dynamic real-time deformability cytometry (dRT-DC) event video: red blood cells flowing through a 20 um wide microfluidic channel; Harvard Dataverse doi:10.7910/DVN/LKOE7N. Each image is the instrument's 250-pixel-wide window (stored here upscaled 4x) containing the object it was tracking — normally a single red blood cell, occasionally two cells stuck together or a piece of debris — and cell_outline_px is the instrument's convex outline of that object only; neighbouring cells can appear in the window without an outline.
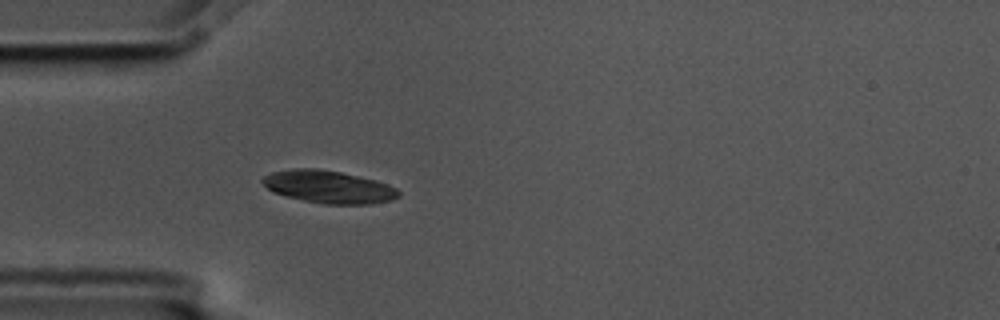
{"species": "common noctule bat (a hibernating species)", "species_latin": "Nyctalus noctula", "temperature_condition": "cold", "stored_images_in_passage": 5, "camera_frame_rate_fps": 3000, "um_per_image_px": 0.085, "animal": {"sex": "male", "body_mass_g": 17.5, "forearm_length_mm": 52.3}, "frame": {"image": 1, "passage_image": 5, "time_ms": 1.333, "image_size_px": [1000, 320], "cell_outline_px": [[400, 196], [392, 200], [368, 204], [324, 204], [304, 200], [272, 192], [260, 180], [264, 176], [272, 172], [292, 168], [316, 168], [340, 172], [376, 180], [388, 184], [396, 188], [400, 192]], "centroid_in_image_um": [27.94, 15.88], "position_along_channel_um": 57.1, "area_um2": 25.78}}